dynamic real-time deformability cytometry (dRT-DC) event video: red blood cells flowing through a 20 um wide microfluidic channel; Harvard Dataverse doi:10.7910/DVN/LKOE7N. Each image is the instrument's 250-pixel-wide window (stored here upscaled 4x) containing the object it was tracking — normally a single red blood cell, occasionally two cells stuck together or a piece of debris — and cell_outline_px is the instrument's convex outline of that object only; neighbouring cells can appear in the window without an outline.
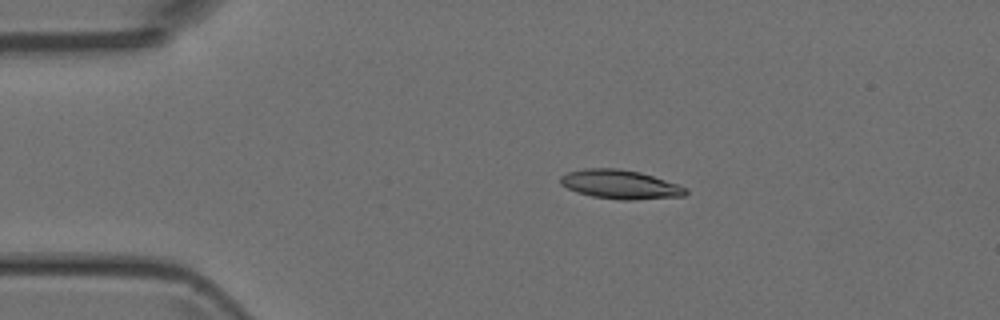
{"species": "Egyptian fruit bat (a non-hibernating species)", "species_latin": "Rousettus aegyptiacus", "temperature_condition": "room temperature", "stored_images_in_passage": 10, "camera_frame_rate_fps": 3000, "um_per_image_px": 0.085, "animal": {"sex": "female"}, "frame": {"image": 1, "passage_image": 6, "time_ms": 1.667, "image_size_px": [1000, 320], "cell_outline_px": [[688, 192], [684, 196], [636, 200], [620, 200], [592, 196], [576, 192], [560, 184], [560, 176], [568, 172], [584, 168], [616, 168], [640, 172], [680, 184], [688, 188]], "centroid_in_image_um": [52.75, 15.68], "position_along_channel_um": 32.3, "area_um2": 21.39}}